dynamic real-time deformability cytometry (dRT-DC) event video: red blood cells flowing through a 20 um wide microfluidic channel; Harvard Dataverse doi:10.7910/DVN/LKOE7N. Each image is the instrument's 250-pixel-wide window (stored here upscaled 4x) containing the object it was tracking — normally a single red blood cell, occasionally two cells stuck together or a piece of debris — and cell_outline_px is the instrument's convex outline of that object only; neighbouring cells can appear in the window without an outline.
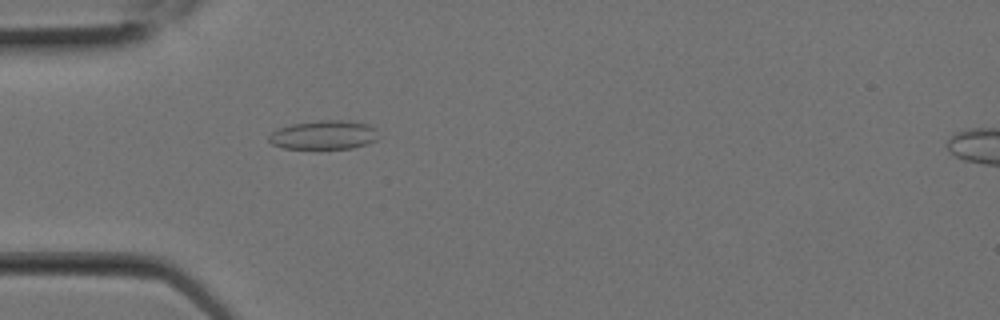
{"species": "Egyptian fruit bat (a non-hibernating species)", "species_latin": "Rousettus aegyptiacus", "temperature_condition": "room temperature", "stored_images_in_passage": 3, "camera_frame_rate_fps": 3000, "um_per_image_px": 0.085, "animal": {"sex": "female"}, "frame": {"image": 1, "passage_image": 2, "time_ms": 0.333, "image_size_px": [1000, 320], "cell_outline_px": [[376, 140], [368, 144], [352, 148], [316, 152], [284, 148], [272, 144], [268, 140], [268, 136], [272, 132], [280, 128], [292, 124], [320, 120], [348, 120], [368, 124], [376, 128]], "centroid_in_image_um": [27.51, 11.52], "position_along_channel_um": 57.5, "area_um2": 19.36}}